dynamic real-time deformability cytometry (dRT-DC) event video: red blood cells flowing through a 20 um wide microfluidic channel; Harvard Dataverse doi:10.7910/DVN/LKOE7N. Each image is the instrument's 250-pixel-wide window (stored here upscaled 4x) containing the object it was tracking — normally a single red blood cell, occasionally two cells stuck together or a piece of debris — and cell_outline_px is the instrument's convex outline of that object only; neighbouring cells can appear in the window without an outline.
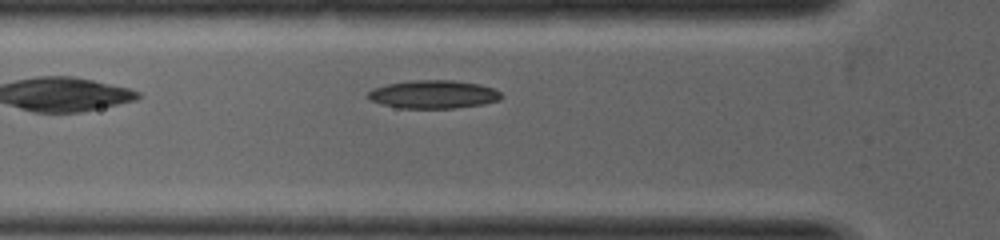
{"species": "common noctule bat (a hibernating species)", "species_latin": "Nyctalus noctula", "temperature_condition": "warm", "stored_images_in_passage": 16, "camera_frame_rate_fps": 5000, "um_per_image_px": 0.085, "animal": {"sex": "female", "body_mass_g": 19.0, "forearm_length_mm": 53.3}, "frame": {"image": 1, "passage_image": 3, "time_ms": 1.4, "image_size_px": [1000, 240], "cell_outline_px": [[504, 96], [500, 100], [484, 104], [456, 108], [400, 108], [380, 104], [372, 100], [368, 96], [368, 92], [372, 88], [388, 84], [412, 80], [452, 80], [480, 84], [496, 88]], "centroid_in_image_um": [36.9, 8.02], "position_along_channel_um": 88.9, "area_um2": 22.08}}
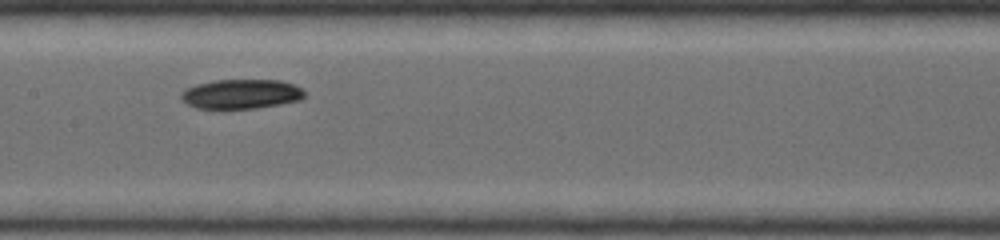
{"frame": {"image": 2, "passage_image": 7, "time_ms": 2.6, "image_size_px": [1000, 240], "cell_outline_px": [[304, 96], [300, 100], [280, 104], [256, 108], [220, 112], [196, 108], [180, 100], [180, 92], [184, 88], [196, 84], [216, 80], [280, 80], [292, 84], [300, 88], [304, 92]], "centroid_in_image_um": [20.39, 8.04], "position_along_channel_um": 187.0, "area_um2": 22.08}}
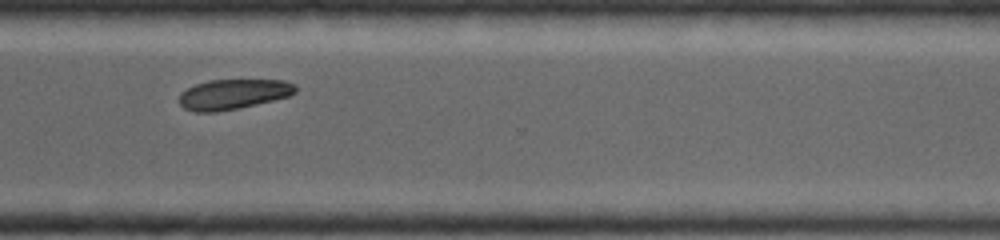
{"frame": {"image": 3, "passage_image": 13, "time_ms": 4.6, "image_size_px": [1000, 240], "cell_outline_px": [[296, 92], [288, 96], [256, 104], [216, 112], [196, 112], [184, 108], [180, 104], [180, 92], [196, 84], [208, 80], [284, 80], [296, 84]], "centroid_in_image_um": [19.82, 8.0], "position_along_channel_um": 350.8, "area_um2": 20.23}}